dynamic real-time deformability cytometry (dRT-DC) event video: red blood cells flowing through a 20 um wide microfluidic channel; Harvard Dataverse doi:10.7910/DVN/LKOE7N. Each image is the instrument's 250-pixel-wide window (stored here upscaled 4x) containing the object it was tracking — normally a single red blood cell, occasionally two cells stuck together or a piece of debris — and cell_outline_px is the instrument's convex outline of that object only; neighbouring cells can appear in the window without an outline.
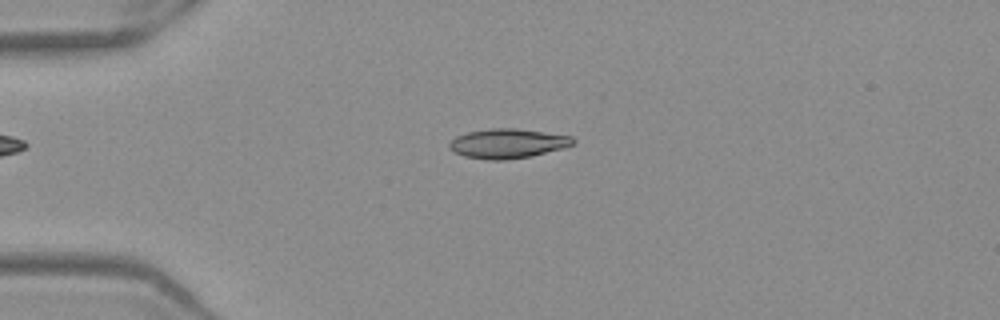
{"species": "Egyptian fruit bat (a non-hibernating species)", "species_latin": "Rousettus aegyptiacus", "temperature_condition": "warm", "stored_images_in_passage": 44, "camera_frame_rate_fps": 3000, "um_per_image_px": 0.085, "frame": {"image": 1, "passage_image": 5, "time_ms": 1.333, "image_size_px": [1000, 320], "cell_outline_px": [[576, 140], [572, 144], [564, 148], [532, 156], [504, 160], [488, 160], [464, 156], [452, 152], [448, 148], [448, 144], [456, 136], [468, 132], [488, 128], [516, 128], [572, 136]], "centroid_in_image_um": [43.13, 12.2], "position_along_channel_um": 41.9, "area_um2": 21.44}}
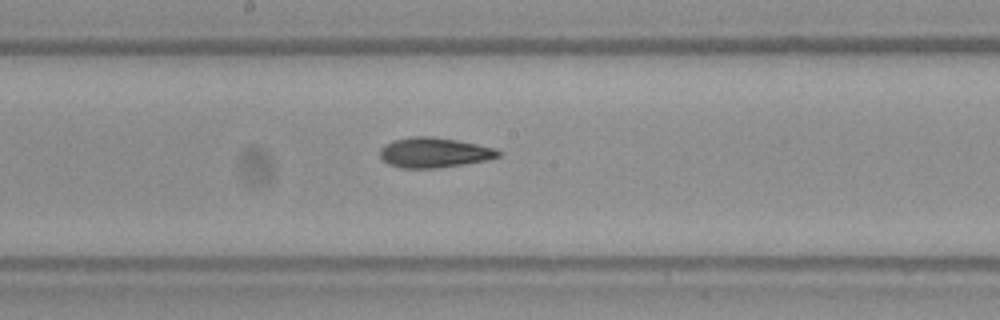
{"frame": {"image": 2, "passage_image": 20, "time_ms": 6.333, "image_size_px": [1000, 320], "cell_outline_px": [[500, 156], [488, 160], [464, 164], [436, 168], [400, 168], [388, 164], [380, 156], [380, 148], [384, 144], [392, 140], [412, 136], [432, 136], [456, 140], [496, 148], [500, 152]], "centroid_in_image_um": [36.88, 12.96], "position_along_channel_um": 211.3, "area_um2": 20.81}}
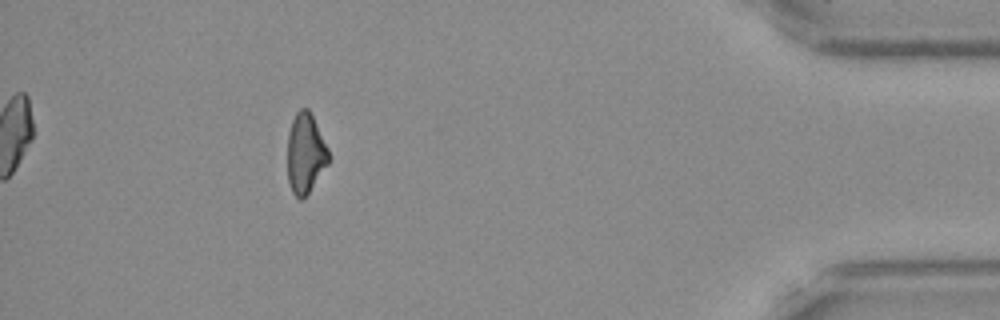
{"frame": {"image": 3, "passage_image": 39, "time_ms": 12.667, "image_size_px": [1000, 320], "cell_outline_px": [[328, 164], [308, 192], [300, 200], [292, 192], [288, 180], [288, 132], [292, 120], [296, 112], [300, 108], [308, 108], [328, 148]], "centroid_in_image_um": [25.94, 13.02], "position_along_channel_um": 409.3, "area_um2": 18.84}, "authors_computed_cell_mechanics": {"area_um2": 20.4612, "velocity_mm_per_s": 3.9477, "shape_relaxation_time_tau1_ms": 4.0755, "shape_relaxation_time_tau2_ms": 4.1789, "deformation_change_tau1": 0.1544, "deformation_change_tau2": 0.1265}}